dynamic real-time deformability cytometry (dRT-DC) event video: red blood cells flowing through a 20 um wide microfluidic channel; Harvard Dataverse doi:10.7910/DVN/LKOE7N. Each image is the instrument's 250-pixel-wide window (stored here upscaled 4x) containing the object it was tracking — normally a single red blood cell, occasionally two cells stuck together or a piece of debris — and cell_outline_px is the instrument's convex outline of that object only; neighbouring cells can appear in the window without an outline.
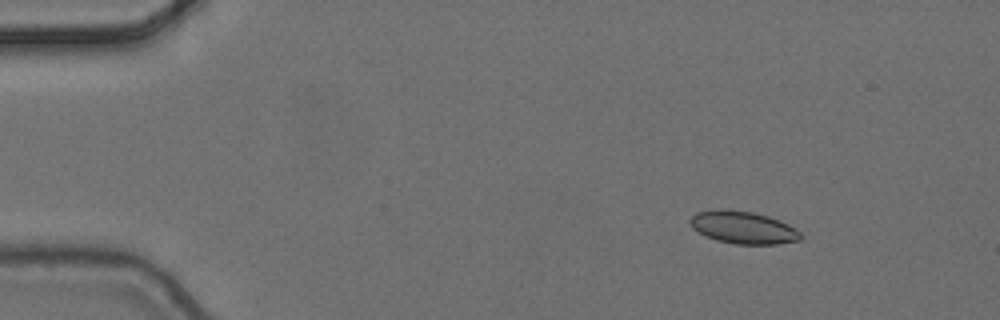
{"species": "common noctule bat (a hibernating species)", "species_latin": "Nyctalus noctula", "temperature_condition": "cold", "stored_images_in_passage": 5, "camera_frame_rate_fps": 3000, "um_per_image_px": 0.085, "animal": {"sex": "female", "body_mass_g": 24.6, "forearm_length_mm": 56.2}, "frame": {"image": 1, "passage_image": 1, "time_ms": 0.0, "image_size_px": [1000, 320], "cell_outline_px": [[804, 236], [800, 240], [776, 244], [736, 244], [716, 240], [704, 236], [692, 228], [688, 220], [696, 212], [720, 208], [728, 208], [752, 212], [768, 216], [788, 224], [796, 228]], "centroid_in_image_um": [63.14, 19.32], "position_along_channel_um": 21.9, "area_um2": 21.21}}
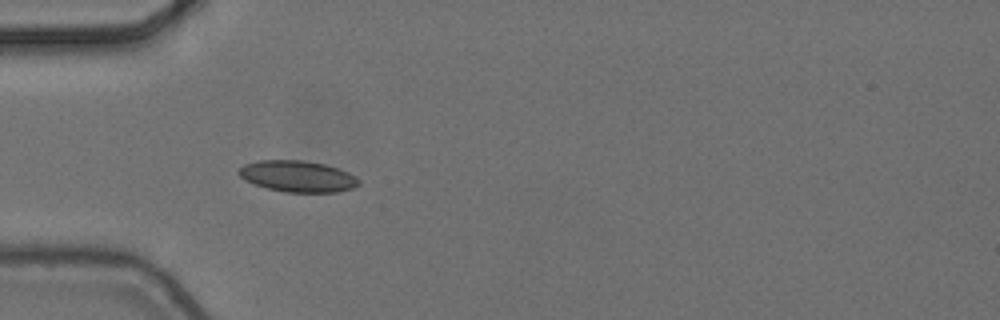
{"frame": {"image": 2, "passage_image": 4, "time_ms": 1.0, "image_size_px": [1000, 320], "cell_outline_px": [[360, 184], [352, 188], [336, 192], [284, 192], [268, 188], [244, 180], [236, 172], [244, 164], [260, 160], [300, 160], [324, 164], [348, 172], [356, 176], [360, 180]], "centroid_in_image_um": [25.29, 14.98], "position_along_channel_um": 59.7, "area_um2": 21.79}}
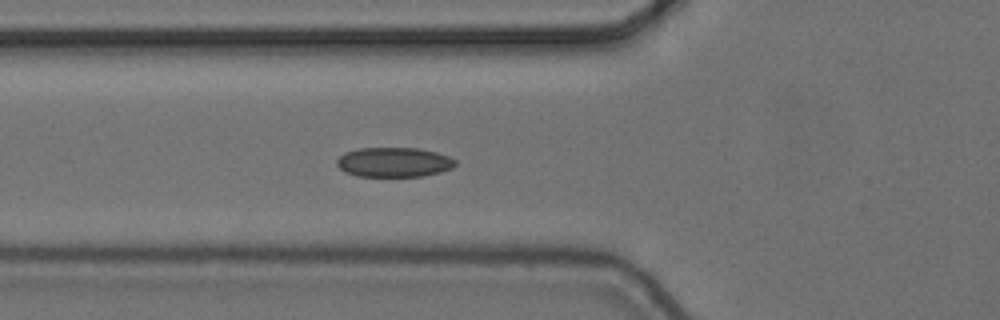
{"frame": {"image": 3, "passage_image": 5, "time_ms": 1.333, "image_size_px": [1000, 320], "cell_outline_px": [[456, 164], [452, 168], [440, 172], [424, 176], [356, 176], [344, 172], [336, 164], [336, 160], [344, 152], [360, 148], [416, 148], [436, 152], [448, 156], [456, 160]], "centroid_in_image_um": [33.47, 13.79], "position_along_channel_um": 92.3, "area_um2": 20.52}}